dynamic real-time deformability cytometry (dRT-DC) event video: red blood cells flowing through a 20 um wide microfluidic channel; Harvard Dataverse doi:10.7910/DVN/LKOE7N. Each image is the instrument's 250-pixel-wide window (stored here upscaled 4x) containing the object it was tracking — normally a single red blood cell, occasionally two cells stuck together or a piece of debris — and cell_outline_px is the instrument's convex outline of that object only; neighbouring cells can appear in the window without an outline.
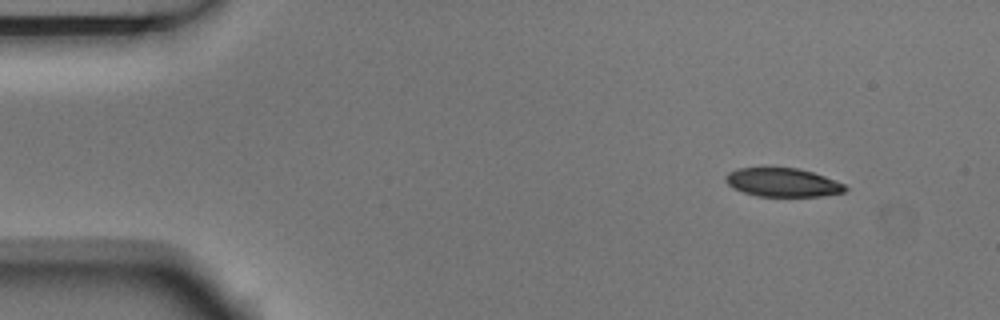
{"species": "Egyptian fruit bat (a non-hibernating species)", "species_latin": "Rousettus aegyptiacus", "temperature_condition": "room temperature", "stored_images_in_passage": 4, "camera_frame_rate_fps": 3000, "um_per_image_px": 0.085, "animal": {"sex": "male"}, "frame": {"image": 1, "passage_image": 1, "time_ms": 0.0, "image_size_px": [1000, 320], "cell_outline_px": [[848, 188], [844, 192], [820, 196], [756, 196], [732, 188], [724, 180], [724, 176], [728, 172], [736, 168], [764, 164], [800, 168], [824, 176], [844, 184]], "centroid_in_image_um": [66.43, 15.44], "position_along_channel_um": 18.6, "area_um2": 20.87}}
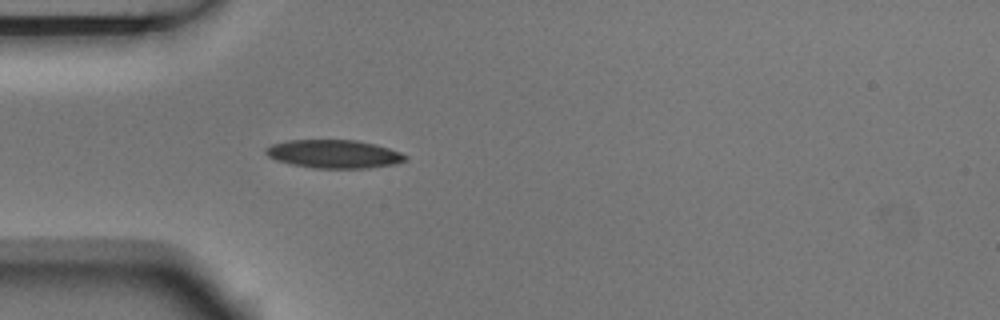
{"frame": {"image": 2, "passage_image": 4, "time_ms": 1.0, "image_size_px": [1000, 320], "cell_outline_px": [[408, 160], [396, 164], [368, 168], [312, 168], [292, 164], [276, 160], [268, 156], [264, 152], [264, 148], [272, 144], [288, 140], [356, 140], [388, 148], [400, 152], [408, 156]], "centroid_in_image_um": [28.38, 13.09], "position_along_channel_um": 56.6, "area_um2": 23.06}}